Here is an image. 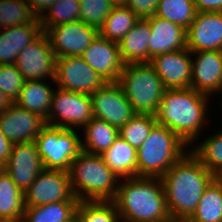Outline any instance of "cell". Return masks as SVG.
<instances>
[{
	"mask_svg": "<svg viewBox=\"0 0 222 222\" xmlns=\"http://www.w3.org/2000/svg\"><path fill=\"white\" fill-rule=\"evenodd\" d=\"M161 180L171 219L187 221L214 180V175L189 150Z\"/></svg>",
	"mask_w": 222,
	"mask_h": 222,
	"instance_id": "obj_1",
	"label": "cell"
},
{
	"mask_svg": "<svg viewBox=\"0 0 222 222\" xmlns=\"http://www.w3.org/2000/svg\"><path fill=\"white\" fill-rule=\"evenodd\" d=\"M212 99L191 87L166 89L155 114L157 124L169 128L190 147L204 133L206 124L209 127Z\"/></svg>",
	"mask_w": 222,
	"mask_h": 222,
	"instance_id": "obj_2",
	"label": "cell"
},
{
	"mask_svg": "<svg viewBox=\"0 0 222 222\" xmlns=\"http://www.w3.org/2000/svg\"><path fill=\"white\" fill-rule=\"evenodd\" d=\"M121 222H168L162 180L159 177L121 178L112 201Z\"/></svg>",
	"mask_w": 222,
	"mask_h": 222,
	"instance_id": "obj_3",
	"label": "cell"
},
{
	"mask_svg": "<svg viewBox=\"0 0 222 222\" xmlns=\"http://www.w3.org/2000/svg\"><path fill=\"white\" fill-rule=\"evenodd\" d=\"M69 175L79 201H113L120 178L107 166L101 155L82 151L73 161Z\"/></svg>",
	"mask_w": 222,
	"mask_h": 222,
	"instance_id": "obj_4",
	"label": "cell"
},
{
	"mask_svg": "<svg viewBox=\"0 0 222 222\" xmlns=\"http://www.w3.org/2000/svg\"><path fill=\"white\" fill-rule=\"evenodd\" d=\"M189 150L176 133L156 124L137 149V176L161 178Z\"/></svg>",
	"mask_w": 222,
	"mask_h": 222,
	"instance_id": "obj_5",
	"label": "cell"
},
{
	"mask_svg": "<svg viewBox=\"0 0 222 222\" xmlns=\"http://www.w3.org/2000/svg\"><path fill=\"white\" fill-rule=\"evenodd\" d=\"M117 83L135 113H157L166 88L150 63L125 64Z\"/></svg>",
	"mask_w": 222,
	"mask_h": 222,
	"instance_id": "obj_6",
	"label": "cell"
},
{
	"mask_svg": "<svg viewBox=\"0 0 222 222\" xmlns=\"http://www.w3.org/2000/svg\"><path fill=\"white\" fill-rule=\"evenodd\" d=\"M80 133L77 129L47 124L35 139L44 169L69 172L73 161L82 152Z\"/></svg>",
	"mask_w": 222,
	"mask_h": 222,
	"instance_id": "obj_7",
	"label": "cell"
},
{
	"mask_svg": "<svg viewBox=\"0 0 222 222\" xmlns=\"http://www.w3.org/2000/svg\"><path fill=\"white\" fill-rule=\"evenodd\" d=\"M93 118L91 95L55 87L46 119L48 125L81 131Z\"/></svg>",
	"mask_w": 222,
	"mask_h": 222,
	"instance_id": "obj_8",
	"label": "cell"
},
{
	"mask_svg": "<svg viewBox=\"0 0 222 222\" xmlns=\"http://www.w3.org/2000/svg\"><path fill=\"white\" fill-rule=\"evenodd\" d=\"M56 202H80L73 193L69 172L44 169L24 192V206Z\"/></svg>",
	"mask_w": 222,
	"mask_h": 222,
	"instance_id": "obj_9",
	"label": "cell"
},
{
	"mask_svg": "<svg viewBox=\"0 0 222 222\" xmlns=\"http://www.w3.org/2000/svg\"><path fill=\"white\" fill-rule=\"evenodd\" d=\"M56 87L91 95L106 82L83 60L81 56L56 59Z\"/></svg>",
	"mask_w": 222,
	"mask_h": 222,
	"instance_id": "obj_10",
	"label": "cell"
},
{
	"mask_svg": "<svg viewBox=\"0 0 222 222\" xmlns=\"http://www.w3.org/2000/svg\"><path fill=\"white\" fill-rule=\"evenodd\" d=\"M56 59L47 34L43 32L19 53L15 66L26 80H55Z\"/></svg>",
	"mask_w": 222,
	"mask_h": 222,
	"instance_id": "obj_11",
	"label": "cell"
},
{
	"mask_svg": "<svg viewBox=\"0 0 222 222\" xmlns=\"http://www.w3.org/2000/svg\"><path fill=\"white\" fill-rule=\"evenodd\" d=\"M91 99L93 117L119 129L136 114L117 82L105 83L91 94Z\"/></svg>",
	"mask_w": 222,
	"mask_h": 222,
	"instance_id": "obj_12",
	"label": "cell"
},
{
	"mask_svg": "<svg viewBox=\"0 0 222 222\" xmlns=\"http://www.w3.org/2000/svg\"><path fill=\"white\" fill-rule=\"evenodd\" d=\"M45 33L56 58H59L81 56L99 34V30L77 20L51 27Z\"/></svg>",
	"mask_w": 222,
	"mask_h": 222,
	"instance_id": "obj_13",
	"label": "cell"
},
{
	"mask_svg": "<svg viewBox=\"0 0 222 222\" xmlns=\"http://www.w3.org/2000/svg\"><path fill=\"white\" fill-rule=\"evenodd\" d=\"M4 166L5 172L23 193L44 170L35 141L14 144Z\"/></svg>",
	"mask_w": 222,
	"mask_h": 222,
	"instance_id": "obj_14",
	"label": "cell"
},
{
	"mask_svg": "<svg viewBox=\"0 0 222 222\" xmlns=\"http://www.w3.org/2000/svg\"><path fill=\"white\" fill-rule=\"evenodd\" d=\"M81 57L106 83H116L125 65L118 43L103 38L100 34Z\"/></svg>",
	"mask_w": 222,
	"mask_h": 222,
	"instance_id": "obj_15",
	"label": "cell"
},
{
	"mask_svg": "<svg viewBox=\"0 0 222 222\" xmlns=\"http://www.w3.org/2000/svg\"><path fill=\"white\" fill-rule=\"evenodd\" d=\"M46 125L44 117L15 103L0 113V128L13 144L35 141Z\"/></svg>",
	"mask_w": 222,
	"mask_h": 222,
	"instance_id": "obj_16",
	"label": "cell"
},
{
	"mask_svg": "<svg viewBox=\"0 0 222 222\" xmlns=\"http://www.w3.org/2000/svg\"><path fill=\"white\" fill-rule=\"evenodd\" d=\"M191 88L210 97L222 94V51L191 52Z\"/></svg>",
	"mask_w": 222,
	"mask_h": 222,
	"instance_id": "obj_17",
	"label": "cell"
},
{
	"mask_svg": "<svg viewBox=\"0 0 222 222\" xmlns=\"http://www.w3.org/2000/svg\"><path fill=\"white\" fill-rule=\"evenodd\" d=\"M150 64L166 89L191 87L192 58L187 48L156 55L151 59Z\"/></svg>",
	"mask_w": 222,
	"mask_h": 222,
	"instance_id": "obj_18",
	"label": "cell"
},
{
	"mask_svg": "<svg viewBox=\"0 0 222 222\" xmlns=\"http://www.w3.org/2000/svg\"><path fill=\"white\" fill-rule=\"evenodd\" d=\"M186 46L190 52L222 51V12H197L186 29Z\"/></svg>",
	"mask_w": 222,
	"mask_h": 222,
	"instance_id": "obj_19",
	"label": "cell"
},
{
	"mask_svg": "<svg viewBox=\"0 0 222 222\" xmlns=\"http://www.w3.org/2000/svg\"><path fill=\"white\" fill-rule=\"evenodd\" d=\"M146 19L149 21L151 30L148 63L156 55L187 48L186 29L181 25L155 15Z\"/></svg>",
	"mask_w": 222,
	"mask_h": 222,
	"instance_id": "obj_20",
	"label": "cell"
},
{
	"mask_svg": "<svg viewBox=\"0 0 222 222\" xmlns=\"http://www.w3.org/2000/svg\"><path fill=\"white\" fill-rule=\"evenodd\" d=\"M43 33L40 19L0 29V65L15 64L19 53Z\"/></svg>",
	"mask_w": 222,
	"mask_h": 222,
	"instance_id": "obj_21",
	"label": "cell"
},
{
	"mask_svg": "<svg viewBox=\"0 0 222 222\" xmlns=\"http://www.w3.org/2000/svg\"><path fill=\"white\" fill-rule=\"evenodd\" d=\"M55 85V80L48 82L46 80H26L18 99L14 103L47 119L51 109Z\"/></svg>",
	"mask_w": 222,
	"mask_h": 222,
	"instance_id": "obj_22",
	"label": "cell"
},
{
	"mask_svg": "<svg viewBox=\"0 0 222 222\" xmlns=\"http://www.w3.org/2000/svg\"><path fill=\"white\" fill-rule=\"evenodd\" d=\"M151 37L147 19H139L118 43L124 64L148 63V44Z\"/></svg>",
	"mask_w": 222,
	"mask_h": 222,
	"instance_id": "obj_23",
	"label": "cell"
},
{
	"mask_svg": "<svg viewBox=\"0 0 222 222\" xmlns=\"http://www.w3.org/2000/svg\"><path fill=\"white\" fill-rule=\"evenodd\" d=\"M101 157L120 179L137 176V149L122 137L118 136Z\"/></svg>",
	"mask_w": 222,
	"mask_h": 222,
	"instance_id": "obj_24",
	"label": "cell"
},
{
	"mask_svg": "<svg viewBox=\"0 0 222 222\" xmlns=\"http://www.w3.org/2000/svg\"><path fill=\"white\" fill-rule=\"evenodd\" d=\"M82 151L89 154L101 155L111 147L120 135L119 128L108 124L106 121L93 118L83 128Z\"/></svg>",
	"mask_w": 222,
	"mask_h": 222,
	"instance_id": "obj_25",
	"label": "cell"
},
{
	"mask_svg": "<svg viewBox=\"0 0 222 222\" xmlns=\"http://www.w3.org/2000/svg\"><path fill=\"white\" fill-rule=\"evenodd\" d=\"M217 129L190 146V151L214 176L222 174V128Z\"/></svg>",
	"mask_w": 222,
	"mask_h": 222,
	"instance_id": "obj_26",
	"label": "cell"
},
{
	"mask_svg": "<svg viewBox=\"0 0 222 222\" xmlns=\"http://www.w3.org/2000/svg\"><path fill=\"white\" fill-rule=\"evenodd\" d=\"M79 202H56L41 206L25 207V222H69L76 219Z\"/></svg>",
	"mask_w": 222,
	"mask_h": 222,
	"instance_id": "obj_27",
	"label": "cell"
},
{
	"mask_svg": "<svg viewBox=\"0 0 222 222\" xmlns=\"http://www.w3.org/2000/svg\"><path fill=\"white\" fill-rule=\"evenodd\" d=\"M139 19L125 5L115 6L99 29V34L103 38L119 43Z\"/></svg>",
	"mask_w": 222,
	"mask_h": 222,
	"instance_id": "obj_28",
	"label": "cell"
},
{
	"mask_svg": "<svg viewBox=\"0 0 222 222\" xmlns=\"http://www.w3.org/2000/svg\"><path fill=\"white\" fill-rule=\"evenodd\" d=\"M24 210V193L4 171L0 175V219L23 217Z\"/></svg>",
	"mask_w": 222,
	"mask_h": 222,
	"instance_id": "obj_29",
	"label": "cell"
},
{
	"mask_svg": "<svg viewBox=\"0 0 222 222\" xmlns=\"http://www.w3.org/2000/svg\"><path fill=\"white\" fill-rule=\"evenodd\" d=\"M187 222H222V194L214 180L206 188L195 212Z\"/></svg>",
	"mask_w": 222,
	"mask_h": 222,
	"instance_id": "obj_30",
	"label": "cell"
},
{
	"mask_svg": "<svg viewBox=\"0 0 222 222\" xmlns=\"http://www.w3.org/2000/svg\"><path fill=\"white\" fill-rule=\"evenodd\" d=\"M193 0H159L155 16L187 29L197 14Z\"/></svg>",
	"mask_w": 222,
	"mask_h": 222,
	"instance_id": "obj_31",
	"label": "cell"
},
{
	"mask_svg": "<svg viewBox=\"0 0 222 222\" xmlns=\"http://www.w3.org/2000/svg\"><path fill=\"white\" fill-rule=\"evenodd\" d=\"M39 19L43 32L54 26L80 20V0H59Z\"/></svg>",
	"mask_w": 222,
	"mask_h": 222,
	"instance_id": "obj_32",
	"label": "cell"
},
{
	"mask_svg": "<svg viewBox=\"0 0 222 222\" xmlns=\"http://www.w3.org/2000/svg\"><path fill=\"white\" fill-rule=\"evenodd\" d=\"M77 222H121L112 201H80L76 209Z\"/></svg>",
	"mask_w": 222,
	"mask_h": 222,
	"instance_id": "obj_33",
	"label": "cell"
},
{
	"mask_svg": "<svg viewBox=\"0 0 222 222\" xmlns=\"http://www.w3.org/2000/svg\"><path fill=\"white\" fill-rule=\"evenodd\" d=\"M156 124L157 120L155 115L136 113L119 129V136L129 145L138 149Z\"/></svg>",
	"mask_w": 222,
	"mask_h": 222,
	"instance_id": "obj_34",
	"label": "cell"
},
{
	"mask_svg": "<svg viewBox=\"0 0 222 222\" xmlns=\"http://www.w3.org/2000/svg\"><path fill=\"white\" fill-rule=\"evenodd\" d=\"M37 18L26 0H0V29L30 24Z\"/></svg>",
	"mask_w": 222,
	"mask_h": 222,
	"instance_id": "obj_35",
	"label": "cell"
},
{
	"mask_svg": "<svg viewBox=\"0 0 222 222\" xmlns=\"http://www.w3.org/2000/svg\"><path fill=\"white\" fill-rule=\"evenodd\" d=\"M114 7L111 0H80V20L99 30Z\"/></svg>",
	"mask_w": 222,
	"mask_h": 222,
	"instance_id": "obj_36",
	"label": "cell"
},
{
	"mask_svg": "<svg viewBox=\"0 0 222 222\" xmlns=\"http://www.w3.org/2000/svg\"><path fill=\"white\" fill-rule=\"evenodd\" d=\"M25 81L15 64L0 65V90L13 103L18 99Z\"/></svg>",
	"mask_w": 222,
	"mask_h": 222,
	"instance_id": "obj_37",
	"label": "cell"
},
{
	"mask_svg": "<svg viewBox=\"0 0 222 222\" xmlns=\"http://www.w3.org/2000/svg\"><path fill=\"white\" fill-rule=\"evenodd\" d=\"M159 0H127L125 4L134 14L141 19L155 15Z\"/></svg>",
	"mask_w": 222,
	"mask_h": 222,
	"instance_id": "obj_38",
	"label": "cell"
},
{
	"mask_svg": "<svg viewBox=\"0 0 222 222\" xmlns=\"http://www.w3.org/2000/svg\"><path fill=\"white\" fill-rule=\"evenodd\" d=\"M198 12H222V0H193Z\"/></svg>",
	"mask_w": 222,
	"mask_h": 222,
	"instance_id": "obj_39",
	"label": "cell"
},
{
	"mask_svg": "<svg viewBox=\"0 0 222 222\" xmlns=\"http://www.w3.org/2000/svg\"><path fill=\"white\" fill-rule=\"evenodd\" d=\"M33 13L40 18L44 12L59 0H26Z\"/></svg>",
	"mask_w": 222,
	"mask_h": 222,
	"instance_id": "obj_40",
	"label": "cell"
},
{
	"mask_svg": "<svg viewBox=\"0 0 222 222\" xmlns=\"http://www.w3.org/2000/svg\"><path fill=\"white\" fill-rule=\"evenodd\" d=\"M13 143L9 141L0 128V161L6 163L12 152Z\"/></svg>",
	"mask_w": 222,
	"mask_h": 222,
	"instance_id": "obj_41",
	"label": "cell"
},
{
	"mask_svg": "<svg viewBox=\"0 0 222 222\" xmlns=\"http://www.w3.org/2000/svg\"><path fill=\"white\" fill-rule=\"evenodd\" d=\"M13 102L0 90V113L8 109Z\"/></svg>",
	"mask_w": 222,
	"mask_h": 222,
	"instance_id": "obj_42",
	"label": "cell"
},
{
	"mask_svg": "<svg viewBox=\"0 0 222 222\" xmlns=\"http://www.w3.org/2000/svg\"><path fill=\"white\" fill-rule=\"evenodd\" d=\"M214 181L219 185V187L221 189V194H222V174L215 175L214 176Z\"/></svg>",
	"mask_w": 222,
	"mask_h": 222,
	"instance_id": "obj_43",
	"label": "cell"
},
{
	"mask_svg": "<svg viewBox=\"0 0 222 222\" xmlns=\"http://www.w3.org/2000/svg\"><path fill=\"white\" fill-rule=\"evenodd\" d=\"M0 222H25L23 217L14 219H0Z\"/></svg>",
	"mask_w": 222,
	"mask_h": 222,
	"instance_id": "obj_44",
	"label": "cell"
},
{
	"mask_svg": "<svg viewBox=\"0 0 222 222\" xmlns=\"http://www.w3.org/2000/svg\"><path fill=\"white\" fill-rule=\"evenodd\" d=\"M111 2L115 5H125L127 3V0H111Z\"/></svg>",
	"mask_w": 222,
	"mask_h": 222,
	"instance_id": "obj_45",
	"label": "cell"
},
{
	"mask_svg": "<svg viewBox=\"0 0 222 222\" xmlns=\"http://www.w3.org/2000/svg\"><path fill=\"white\" fill-rule=\"evenodd\" d=\"M5 166H4V163H2L1 161H0V175L2 174V173H4V171H5V168H4Z\"/></svg>",
	"mask_w": 222,
	"mask_h": 222,
	"instance_id": "obj_46",
	"label": "cell"
},
{
	"mask_svg": "<svg viewBox=\"0 0 222 222\" xmlns=\"http://www.w3.org/2000/svg\"><path fill=\"white\" fill-rule=\"evenodd\" d=\"M168 222H187V221H184V220H174V219H171V220H169Z\"/></svg>",
	"mask_w": 222,
	"mask_h": 222,
	"instance_id": "obj_47",
	"label": "cell"
}]
</instances>
